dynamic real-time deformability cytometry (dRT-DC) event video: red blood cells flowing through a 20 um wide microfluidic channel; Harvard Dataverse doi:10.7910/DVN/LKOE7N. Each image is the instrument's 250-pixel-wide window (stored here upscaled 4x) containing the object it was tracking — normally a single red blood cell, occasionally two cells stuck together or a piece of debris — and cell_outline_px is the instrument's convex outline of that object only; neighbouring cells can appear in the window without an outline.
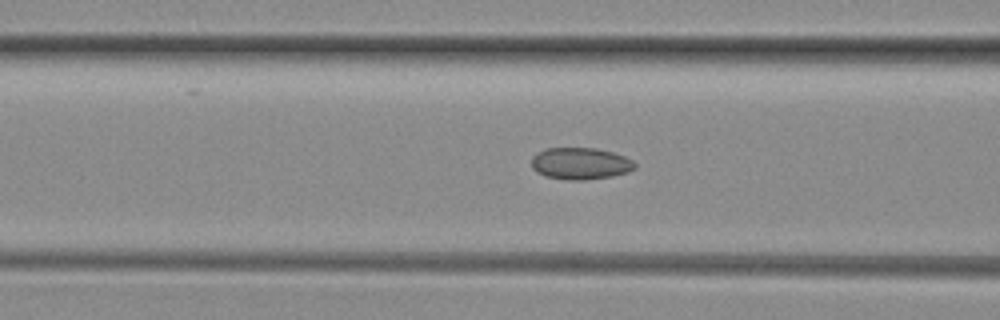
{"species": "common noctule bat (a hibernating species)", "species_latin": "Nyctalus noctula", "temperature_condition": "room temperature", "stored_images_in_passage": 32, "camera_frame_rate_fps": 3000, "um_per_image_px": 0.085, "animal": {"sex": "female", "body_mass_g": 29.2, "forearm_length_mm": 56.3}, "frame": {"image": 1, "passage_image": 8, "time_ms": 2.333, "image_size_px": [1000, 320], "cell_outline_px": [[636, 168], [628, 172], [612, 176], [584, 180], [568, 180], [544, 176], [536, 172], [532, 168], [532, 156], [536, 152], [544, 148], [596, 148], [612, 152], [624, 156], [632, 160], [636, 164]], "centroid_in_image_um": [49.31, 13.9], "position_along_channel_um": 117.3, "area_um2": 19.36}}
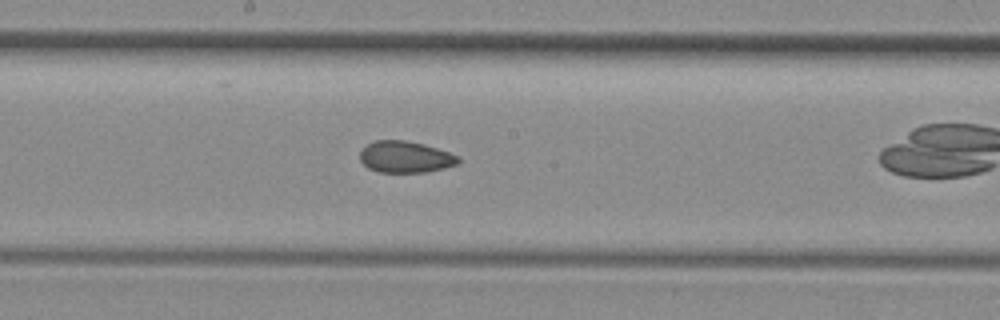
{"frame": {"image": 2, "passage_image": 15, "time_ms": 4.667, "image_size_px": [1000, 320], "cell_outline_px": [[460, 164], [444, 168], [424, 172], [380, 172], [368, 168], [360, 160], [360, 152], [368, 144], [376, 140], [404, 140], [424, 144], [460, 156]], "centroid_in_image_um": [34.48, 13.34], "position_along_channel_um": 213.7, "area_um2": 18.03}}
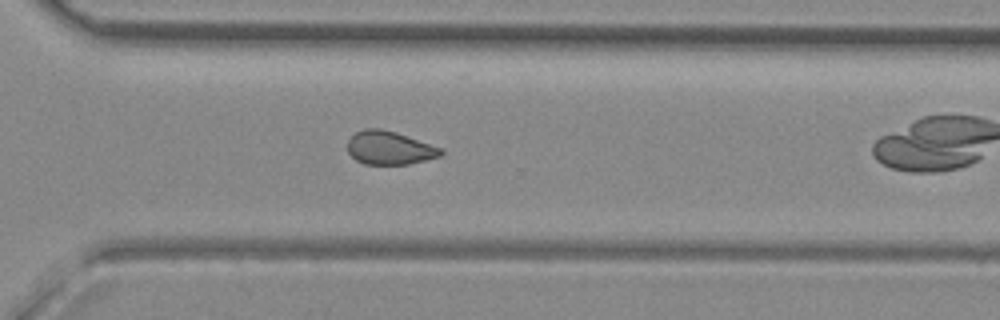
{"frame": {"image": 3, "passage_image": 24, "time_ms": 7.667, "image_size_px": [1000, 320], "cell_outline_px": [[444, 152], [440, 156], [408, 164], [364, 164], [356, 160], [348, 152], [348, 140], [356, 132], [364, 128], [380, 128], [396, 132], [444, 148]], "centroid_in_image_um": [33.12, 12.56], "position_along_channel_um": 337.5, "area_um2": 18.21}}